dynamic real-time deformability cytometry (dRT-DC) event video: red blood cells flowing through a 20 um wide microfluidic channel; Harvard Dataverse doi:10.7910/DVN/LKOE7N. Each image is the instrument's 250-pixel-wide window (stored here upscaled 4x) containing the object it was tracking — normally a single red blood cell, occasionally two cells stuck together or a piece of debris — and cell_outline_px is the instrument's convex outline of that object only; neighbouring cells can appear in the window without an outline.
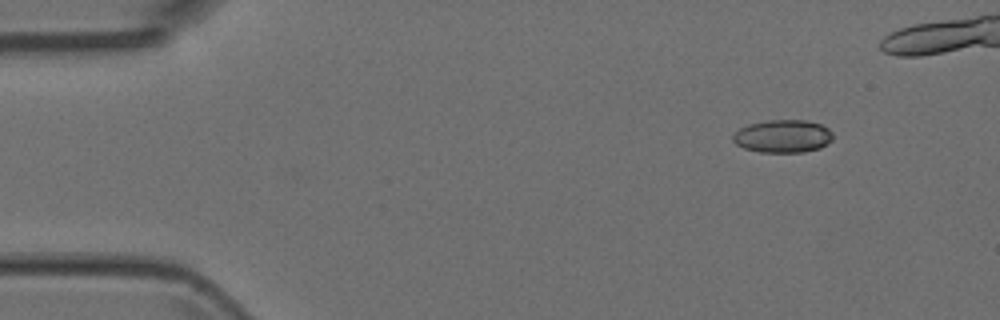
{"species": "Egyptian fruit bat (a non-hibernating species)", "species_latin": "Rousettus aegyptiacus", "temperature_condition": "room temperature", "stored_images_in_passage": 4, "segment_of_instrument_passage": [2, 2], "camera_frame_rate_fps": 3000, "um_per_image_px": 0.085, "animal": {"sex": "female"}, "frame": {"image": 1, "passage_image": 4, "time_ms": 1.0, "image_size_px": [1000, 320], "cell_outline_px": [[832, 140], [820, 148], [804, 152], [760, 152], [744, 148], [736, 144], [732, 140], [732, 136], [740, 128], [748, 124], [768, 120], [808, 120], [820, 124], [828, 128], [832, 132]], "centroid_in_image_um": [66.54, 11.57], "position_along_channel_um": 18.5, "area_um2": 19.19}}